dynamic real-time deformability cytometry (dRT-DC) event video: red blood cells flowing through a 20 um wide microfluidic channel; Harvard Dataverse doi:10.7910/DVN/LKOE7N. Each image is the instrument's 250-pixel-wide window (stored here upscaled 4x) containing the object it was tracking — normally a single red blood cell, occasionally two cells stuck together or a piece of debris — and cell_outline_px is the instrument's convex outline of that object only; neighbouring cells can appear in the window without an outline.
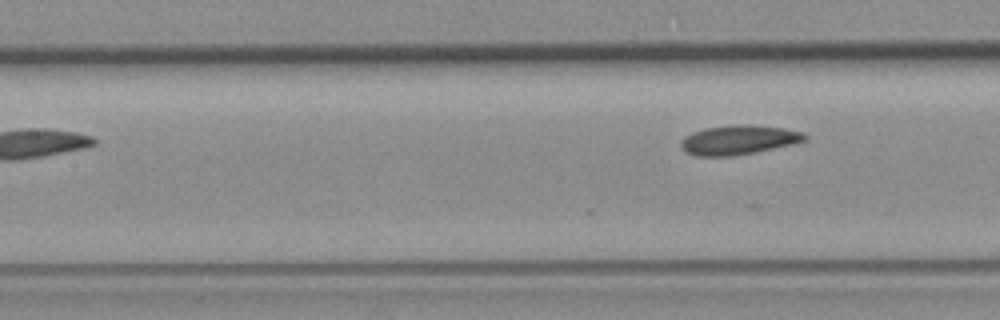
{"species": "common noctule bat (a hibernating species)", "species_latin": "Nyctalus noctula", "temperature_condition": "room temperature", "stored_images_in_passage": 5, "camera_frame_rate_fps": 3000, "um_per_image_px": 0.085, "animal": {"sex": "female", "body_mass_g": 19.3, "forearm_length_mm": 54.1}, "frame": {"image": 1, "passage_image": 5, "time_ms": 1.333, "image_size_px": [1000, 320], "cell_outline_px": [[808, 140], [792, 144], [756, 152], [732, 156], [696, 156], [688, 152], [680, 144], [680, 140], [684, 136], [692, 132], [704, 128], [732, 124], [784, 128], [804, 132], [808, 136]], "centroid_in_image_um": [62.79, 11.89], "position_along_channel_um": 144.6, "area_um2": 21.15}}